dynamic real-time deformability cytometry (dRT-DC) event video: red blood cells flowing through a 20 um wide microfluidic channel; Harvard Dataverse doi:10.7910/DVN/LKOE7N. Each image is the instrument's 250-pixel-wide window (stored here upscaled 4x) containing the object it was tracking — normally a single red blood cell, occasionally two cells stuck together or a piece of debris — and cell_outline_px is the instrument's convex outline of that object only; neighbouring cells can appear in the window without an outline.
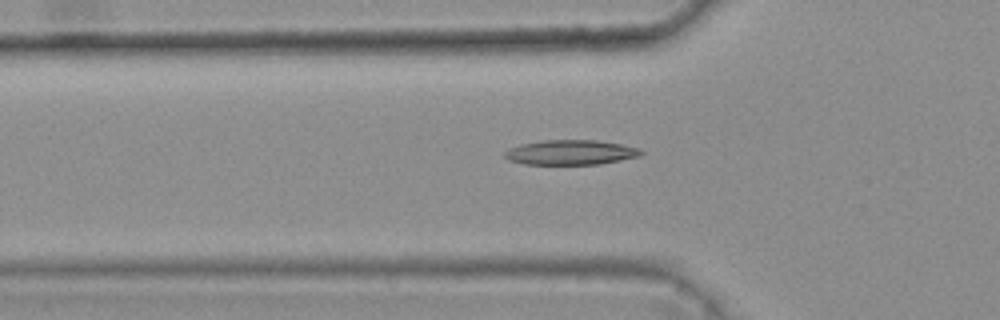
{"species": "common noctule bat (a hibernating species)", "species_latin": "Nyctalus noctula", "temperature_condition": "warm", "stored_images_in_passage": 44, "camera_frame_rate_fps": 3000, "um_per_image_px": 0.085, "animal": {"sex": "female", "body_mass_g": 25.1}, "frame": {"image": 1, "passage_image": 15, "time_ms": 4.667, "image_size_px": [1000, 320], "cell_outline_px": [[644, 152], [640, 156], [600, 164], [524, 164], [508, 160], [504, 156], [504, 152], [508, 148], [520, 144], [544, 140], [596, 140], [620, 144], [640, 148]], "centroid_in_image_um": [48.49, 12.95], "position_along_channel_um": 77.3, "area_um2": 19.77}}
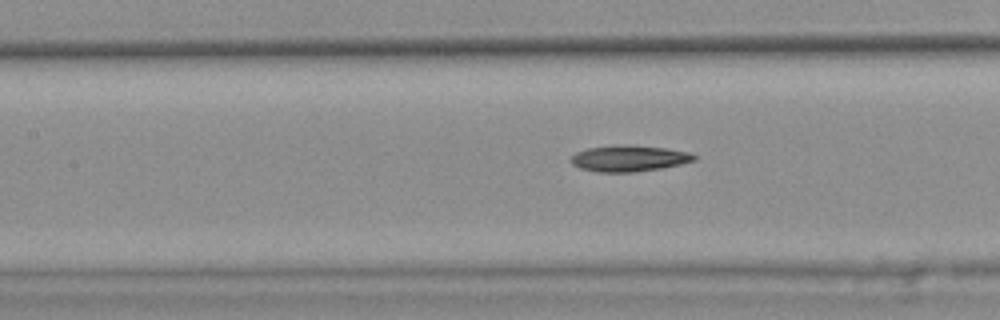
{"frame": {"image": 2, "passage_image": 21, "time_ms": 6.667, "image_size_px": [1000, 320], "cell_outline_px": [[696, 160], [680, 164], [660, 168], [636, 172], [600, 172], [580, 168], [572, 164], [572, 156], [576, 152], [588, 148], [664, 148], [688, 152], [696, 156]], "centroid_in_image_um": [53.48, 13.52], "position_along_channel_um": 153.9, "area_um2": 17.46}}
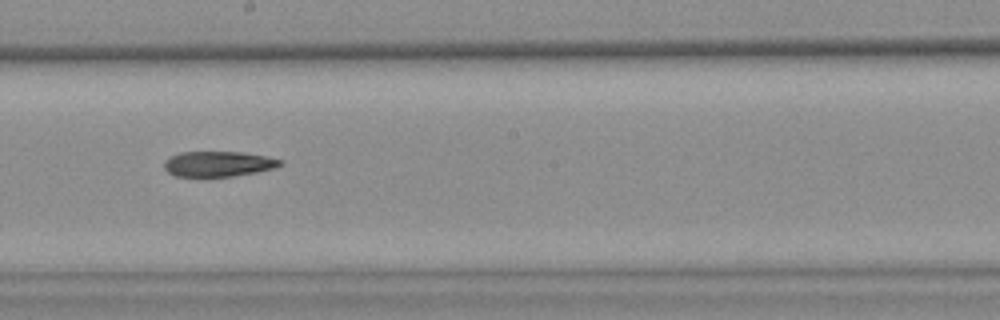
{"frame": {"image": 3, "passage_image": 27, "time_ms": 8.667, "image_size_px": [1000, 320], "cell_outline_px": [[284, 164], [276, 168], [256, 172], [232, 176], [176, 176], [168, 172], [164, 168], [164, 160], [180, 152], [244, 152], [284, 160]], "centroid_in_image_um": [18.59, 13.92], "position_along_channel_um": 229.6, "area_um2": 17.11}}